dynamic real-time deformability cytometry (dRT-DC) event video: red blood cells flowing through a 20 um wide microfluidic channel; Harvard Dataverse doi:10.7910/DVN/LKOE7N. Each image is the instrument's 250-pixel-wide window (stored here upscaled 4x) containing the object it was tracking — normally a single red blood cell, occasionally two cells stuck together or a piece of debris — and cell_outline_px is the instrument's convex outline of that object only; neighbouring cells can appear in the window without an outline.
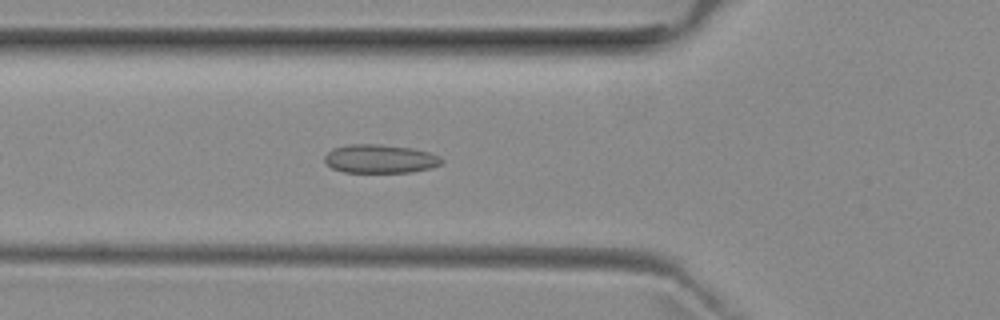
{"species": "common noctule bat (a hibernating species)", "species_latin": "Nyctalus noctula", "temperature_condition": "room temperature", "stored_images_in_passage": 41, "camera_frame_rate_fps": 3000, "um_per_image_px": 0.085, "animal": {"sex": "female", "body_mass_g": 29.2, "forearm_length_mm": 56.3}, "frame": {"image": 1, "passage_image": 7, "time_ms": 2.0, "image_size_px": [1000, 320], "cell_outline_px": [[444, 160], [440, 164], [432, 168], [412, 172], [344, 172], [332, 168], [324, 160], [324, 156], [332, 148], [348, 144], [380, 144], [412, 148], [428, 152], [440, 156]], "centroid_in_image_um": [32.31, 13.49], "position_along_channel_um": 93.5, "area_um2": 19.59}}
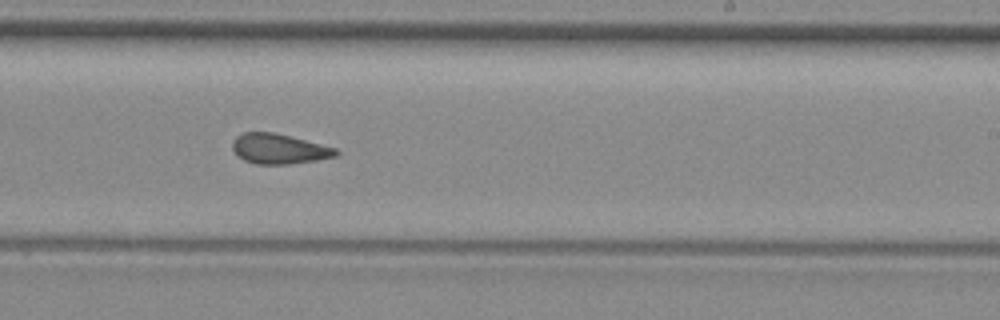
{"frame": {"image": 2, "passage_image": 20, "time_ms": 6.333, "image_size_px": [1000, 320], "cell_outline_px": [[340, 152], [336, 156], [316, 160], [288, 164], [256, 164], [244, 160], [236, 156], [232, 148], [232, 140], [236, 136], [244, 132], [272, 132], [336, 148]], "centroid_in_image_um": [23.66, 12.66], "position_along_channel_um": 265.3, "area_um2": 18.03}}
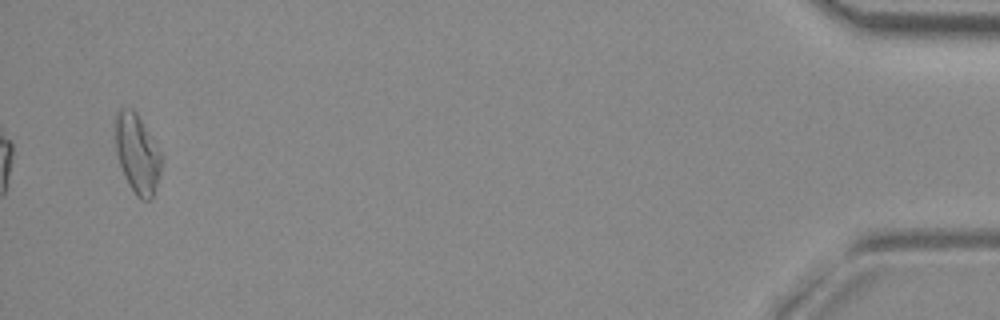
{"frame": {"image": 3, "passage_image": 39, "time_ms": 12.667, "image_size_px": [1000, 320], "cell_outline_px": [[160, 172], [152, 196], [148, 200], [140, 200], [136, 196], [128, 184], [124, 176], [116, 152], [112, 124], [116, 112], [120, 108], [132, 108], [136, 112], [160, 152]], "centroid_in_image_um": [11.58, 13.01], "position_along_channel_um": 423.6, "area_um2": 21.27}, "authors_computed_cell_mechanics": {"area_um2": 18.785, "velocity_mm_per_s": 3.9533, "shape_relaxation_time_tau1_ms": null, "shape_relaxation_time_tau2_ms": 1.9255, "deformation_change_tau1": null, "deformation_change_tau2": 0.0839}}